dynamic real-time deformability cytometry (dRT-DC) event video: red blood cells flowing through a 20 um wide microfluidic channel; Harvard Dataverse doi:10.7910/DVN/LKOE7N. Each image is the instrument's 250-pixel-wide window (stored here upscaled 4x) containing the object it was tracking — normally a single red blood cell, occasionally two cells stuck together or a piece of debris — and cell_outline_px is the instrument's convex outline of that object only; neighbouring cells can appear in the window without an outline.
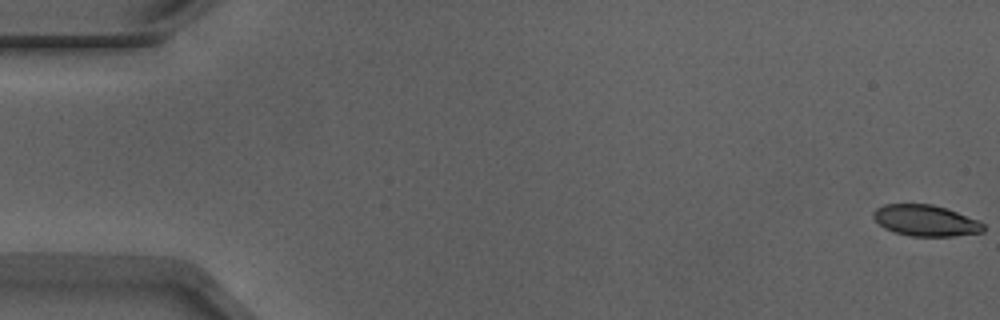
{"species": "Egyptian fruit bat (a non-hibernating species)", "species_latin": "Rousettus aegyptiacus", "temperature_condition": "warm", "stored_images_in_passage": 53, "camera_frame_rate_fps": 3000, "um_per_image_px": 0.085, "animal": {"sex": "male"}, "frame": {"image": 1, "passage_image": 1, "time_ms": 0.0, "image_size_px": [1000, 320], "cell_outline_px": [[984, 232], [952, 236], [912, 236], [896, 232], [884, 228], [872, 216], [872, 212], [876, 208], [884, 204], [932, 204], [956, 212], [976, 220], [984, 224]], "centroid_in_image_um": [78.65, 18.74], "position_along_channel_um": 6.4, "area_um2": 19.71}}
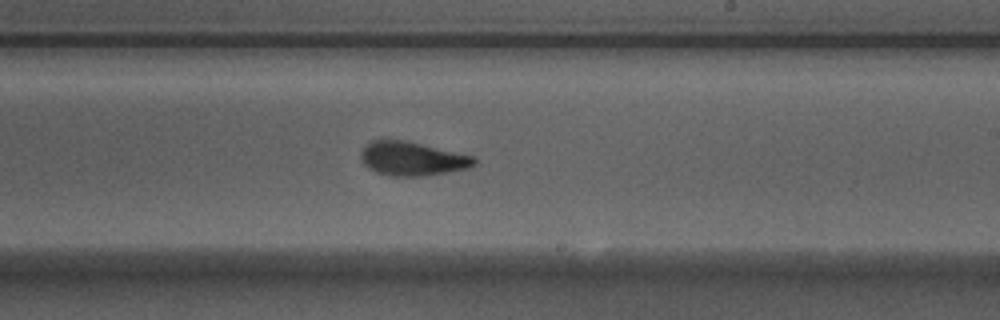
{"frame": {"image": 2, "passage_image": 32, "time_ms": 10.333, "image_size_px": [1000, 320], "cell_outline_px": [[476, 164], [468, 168], [420, 176], [392, 176], [376, 172], [368, 168], [364, 164], [360, 156], [360, 152], [372, 140], [404, 140], [476, 156]], "centroid_in_image_um": [35.05, 13.48], "position_along_channel_um": 254.0, "area_um2": 22.2}}
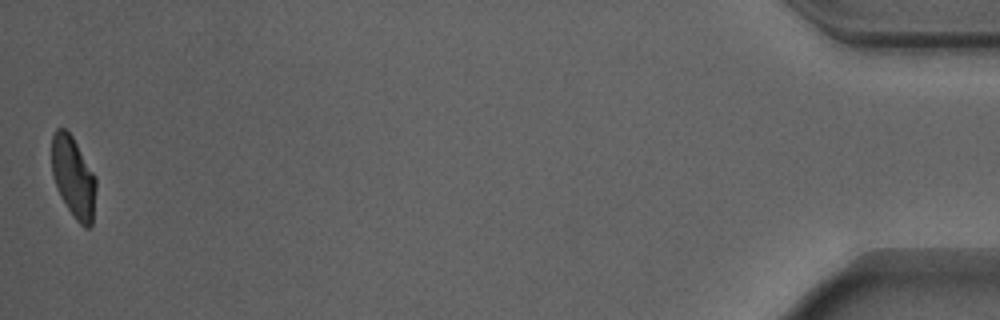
{"frame": {"image": 3, "passage_image": 53, "time_ms": 17.333, "image_size_px": [1000, 320], "cell_outline_px": [[96, 188], [92, 224], [88, 228], [84, 228], [76, 220], [60, 196], [56, 188], [52, 172], [52, 136], [56, 128], [64, 128], [72, 136], [96, 176]], "centroid_in_image_um": [6.24, 15.06], "position_along_channel_um": 429.0, "area_um2": 20.92}, "authors_computed_cell_mechanics": {"area_um2": 22.253, "velocity_mm_per_s": 3.8995, "shape_relaxation_time_tau1_ms": 3.2587, "shape_relaxation_time_tau2_ms": 1.2661, "deformation_change_tau1": 0.1379, "deformation_change_tau2": 0.0641}}